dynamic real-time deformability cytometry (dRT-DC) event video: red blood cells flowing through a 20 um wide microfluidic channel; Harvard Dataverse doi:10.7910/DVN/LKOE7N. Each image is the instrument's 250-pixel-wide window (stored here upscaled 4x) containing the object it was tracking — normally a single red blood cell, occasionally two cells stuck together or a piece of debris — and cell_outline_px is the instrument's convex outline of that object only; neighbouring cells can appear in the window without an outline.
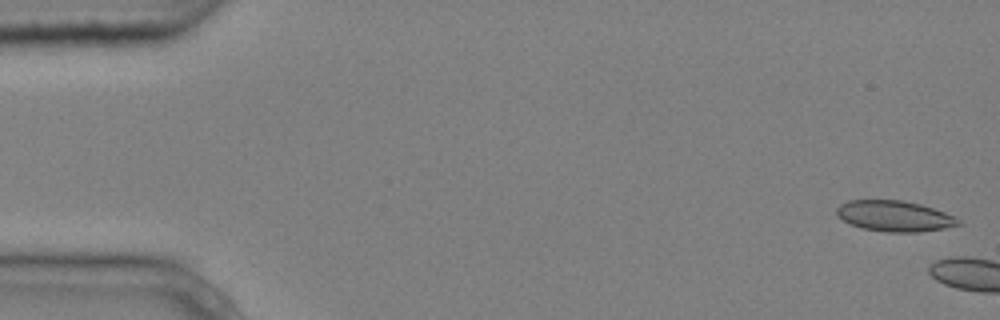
{"species": "common noctule bat (a hibernating species)", "species_latin": "Nyctalus noctula", "temperature_condition": "cold", "stored_images_in_passage": 2, "camera_frame_rate_fps": 3000, "um_per_image_px": 0.085, "animal": {"sex": "male", "body_mass_g": 20.4}, "frame": {"image": 1, "passage_image": 1, "time_ms": 0.0, "image_size_px": [1000, 320], "cell_outline_px": [[960, 224], [944, 228], [920, 232], [888, 232], [864, 228], [852, 224], [844, 220], [836, 212], [836, 208], [840, 204], [848, 200], [904, 200], [920, 204], [956, 216], [960, 220]], "centroid_in_image_um": [76.06, 18.35], "position_along_channel_um": 8.9, "area_um2": 21.62}}